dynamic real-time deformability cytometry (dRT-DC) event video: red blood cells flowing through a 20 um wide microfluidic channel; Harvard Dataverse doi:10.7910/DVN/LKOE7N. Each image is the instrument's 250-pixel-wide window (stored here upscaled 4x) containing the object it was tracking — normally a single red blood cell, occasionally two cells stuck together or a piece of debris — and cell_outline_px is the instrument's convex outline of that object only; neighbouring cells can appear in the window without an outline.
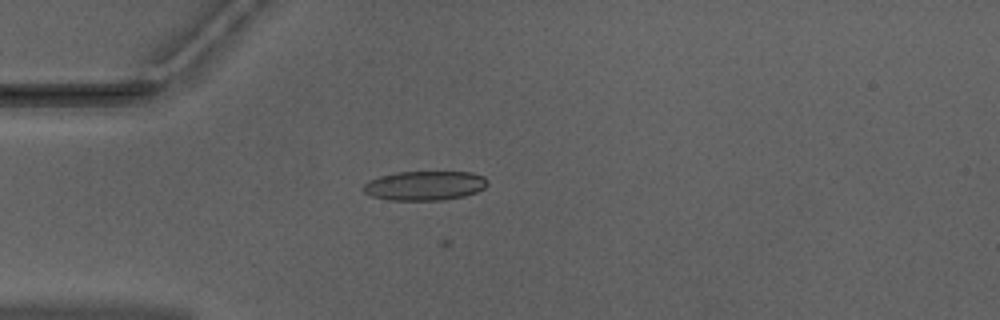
{"species": "Egyptian fruit bat (a non-hibernating species)", "species_latin": "Rousettus aegyptiacus", "temperature_condition": "warm", "stored_images_in_passage": 19, "camera_frame_rate_fps": 3000, "um_per_image_px": 0.085, "animal": {"sex": "male"}, "frame": {"image": 1, "passage_image": 10, "time_ms": 3.0, "image_size_px": [1000, 320], "cell_outline_px": [[488, 184], [484, 188], [476, 192], [464, 196], [444, 200], [388, 200], [372, 196], [364, 192], [360, 188], [368, 180], [380, 176], [396, 172], [472, 172], [484, 176], [488, 180]], "centroid_in_image_um": [36.09, 15.78], "position_along_channel_um": 48.9, "area_um2": 21.44}}
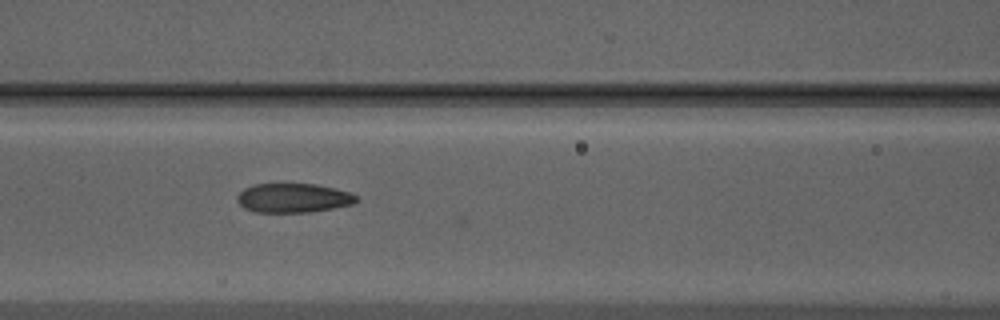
{"frame": {"image": 2, "passage_image": 18, "time_ms": 5.667, "image_size_px": [1000, 320], "cell_outline_px": [[356, 200], [352, 204], [332, 208], [308, 212], [256, 212], [244, 208], [236, 200], [236, 196], [244, 188], [252, 184], [316, 184], [336, 188], [348, 192], [356, 196]], "centroid_in_image_um": [24.88, 16.82], "position_along_channel_um": 141.7, "area_um2": 20.17}}